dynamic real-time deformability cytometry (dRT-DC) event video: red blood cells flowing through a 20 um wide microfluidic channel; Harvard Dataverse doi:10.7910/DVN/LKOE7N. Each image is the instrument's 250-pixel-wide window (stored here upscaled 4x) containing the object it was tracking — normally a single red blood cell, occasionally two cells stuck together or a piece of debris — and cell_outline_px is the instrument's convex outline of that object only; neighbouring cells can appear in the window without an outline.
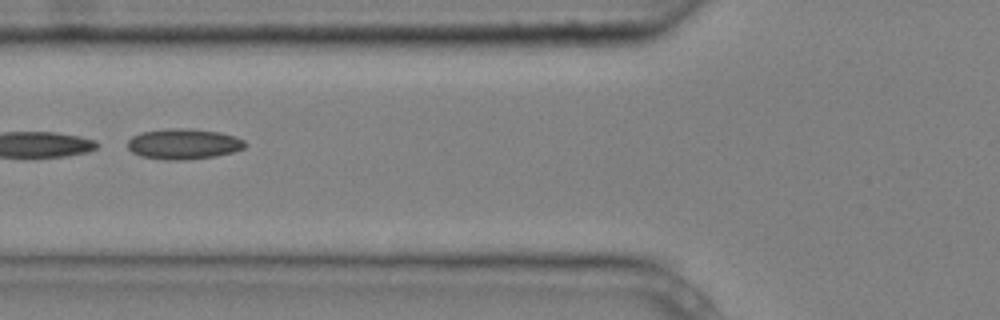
{"species": "common noctule bat (a hibernating species)", "species_latin": "Nyctalus noctula", "temperature_condition": "cold", "stored_images_in_passage": 6, "camera_frame_rate_fps": 3000, "um_per_image_px": 0.085, "animal": {"sex": "male", "body_mass_g": 20.4}, "frame": {"image": 1, "passage_image": 4, "time_ms": 1.0, "image_size_px": [1000, 320], "cell_outline_px": [[244, 148], [232, 152], [216, 156], [184, 160], [168, 160], [140, 156], [132, 152], [128, 148], [128, 140], [132, 136], [140, 132], [168, 128], [188, 128], [220, 132], [236, 136], [244, 140]], "centroid_in_image_um": [15.58, 12.23], "position_along_channel_um": 110.2, "area_um2": 20.98}}
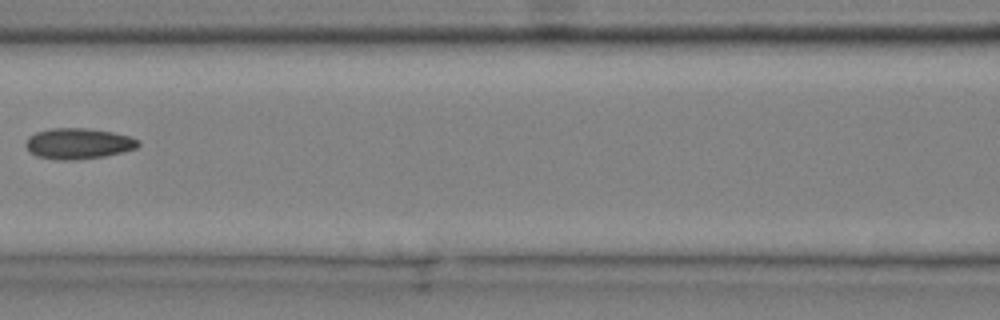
{"frame": {"image": 2, "passage_image": 5, "time_ms": 1.333, "image_size_px": [1000, 320], "cell_outline_px": [[140, 144], [136, 148], [124, 152], [104, 156], [76, 160], [56, 160], [36, 156], [24, 144], [28, 136], [36, 132], [52, 128], [88, 128], [112, 132], [128, 136], [140, 140]], "centroid_in_image_um": [6.66, 12.2], "position_along_channel_um": 159.9, "area_um2": 20.29}}